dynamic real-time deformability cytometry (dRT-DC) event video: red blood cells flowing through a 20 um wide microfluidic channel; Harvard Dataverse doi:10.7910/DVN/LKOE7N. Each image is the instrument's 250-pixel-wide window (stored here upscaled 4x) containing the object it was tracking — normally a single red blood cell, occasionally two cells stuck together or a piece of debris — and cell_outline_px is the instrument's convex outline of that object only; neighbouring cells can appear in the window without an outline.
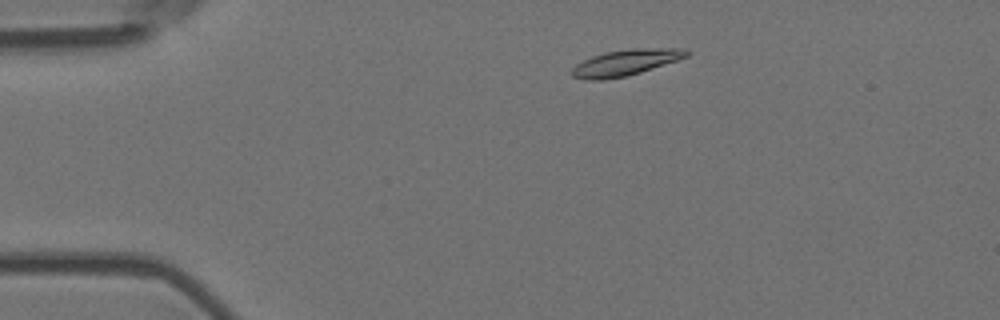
{"species": "Egyptian fruit bat (a non-hibernating species)", "species_latin": "Rousettus aegyptiacus", "temperature_condition": "room temperature", "stored_images_in_passage": 51, "camera_frame_rate_fps": 3000, "um_per_image_px": 0.085, "animal": {"sex": "female"}, "frame": {"image": 1, "passage_image": 6, "time_ms": 1.667, "image_size_px": [1000, 320], "cell_outline_px": [[692, 52], [688, 56], [628, 76], [604, 80], [584, 80], [572, 76], [572, 68], [576, 64], [592, 56], [604, 52], [636, 48], [688, 48]], "centroid_in_image_um": [53.18, 5.31], "position_along_channel_um": 31.8, "area_um2": 17.46}}
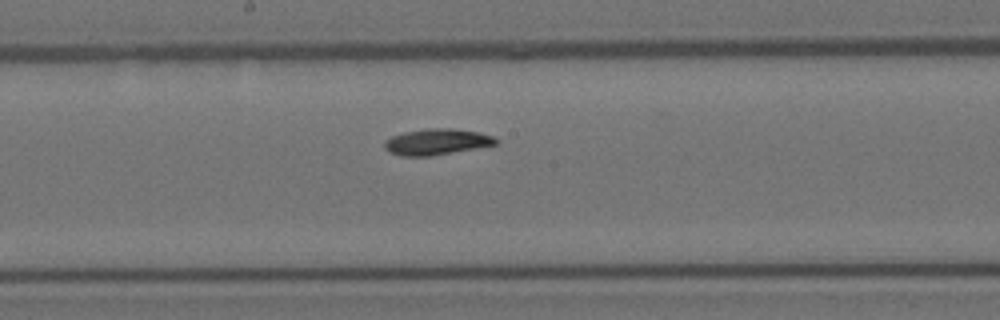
{"frame": {"image": 2, "passage_image": 25, "time_ms": 8.0, "image_size_px": [1000, 320], "cell_outline_px": [[500, 140], [496, 144], [432, 156], [400, 156], [388, 152], [384, 148], [384, 140], [392, 136], [404, 132], [428, 128], [452, 128], [480, 132], [492, 136]], "centroid_in_image_um": [37.09, 12.05], "position_along_channel_um": 211.1, "area_um2": 16.99}}
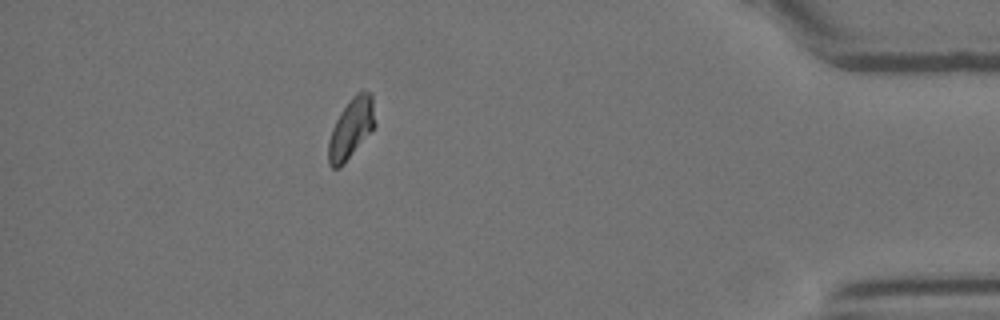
{"frame": {"image": 3, "passage_image": 45, "time_ms": 14.667, "image_size_px": [1000, 320], "cell_outline_px": [[376, 124], [344, 164], [340, 168], [332, 168], [328, 164], [328, 140], [332, 128], [340, 112], [352, 96], [356, 92], [372, 92]], "centroid_in_image_um": [29.83, 10.91], "position_along_channel_um": 405.4, "area_um2": 16.3}, "authors_computed_cell_mechanics": {"area_um2": 16.5308, "velocity_mm_per_s": 3.6286, "shape_relaxation_time_tau1_ms": 5.5791, "shape_relaxation_time_tau2_ms": null, "deformation_change_tau1": 0.1436, "deformation_change_tau2": null}}